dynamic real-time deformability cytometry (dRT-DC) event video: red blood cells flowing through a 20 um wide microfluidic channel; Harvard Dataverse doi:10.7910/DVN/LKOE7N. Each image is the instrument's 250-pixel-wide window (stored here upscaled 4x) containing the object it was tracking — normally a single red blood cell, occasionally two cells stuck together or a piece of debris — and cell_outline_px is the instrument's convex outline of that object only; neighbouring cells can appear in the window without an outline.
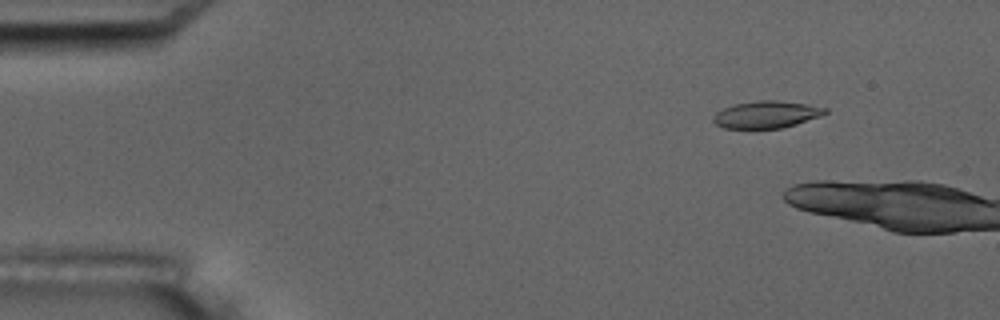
{"species": "common noctule bat (a hibernating species)", "species_latin": "Nyctalus noctula", "temperature_condition": "room temperature", "stored_images_in_passage": 5, "camera_frame_rate_fps": 3000, "um_per_image_px": 0.085, "animal": {"sex": "male", "body_mass_g": 17.5, "forearm_length_mm": 52.3}, "frame": {"image": 1, "passage_image": 2, "time_ms": 1.333, "image_size_px": [1000, 320], "cell_outline_px": [[828, 112], [820, 116], [796, 124], [780, 128], [724, 128], [716, 124], [712, 120], [712, 116], [716, 112], [724, 108], [736, 104], [760, 100], [776, 100], [808, 104], [828, 108]], "centroid_in_image_um": [65.15, 9.73], "position_along_channel_um": 19.8, "area_um2": 17.57}}